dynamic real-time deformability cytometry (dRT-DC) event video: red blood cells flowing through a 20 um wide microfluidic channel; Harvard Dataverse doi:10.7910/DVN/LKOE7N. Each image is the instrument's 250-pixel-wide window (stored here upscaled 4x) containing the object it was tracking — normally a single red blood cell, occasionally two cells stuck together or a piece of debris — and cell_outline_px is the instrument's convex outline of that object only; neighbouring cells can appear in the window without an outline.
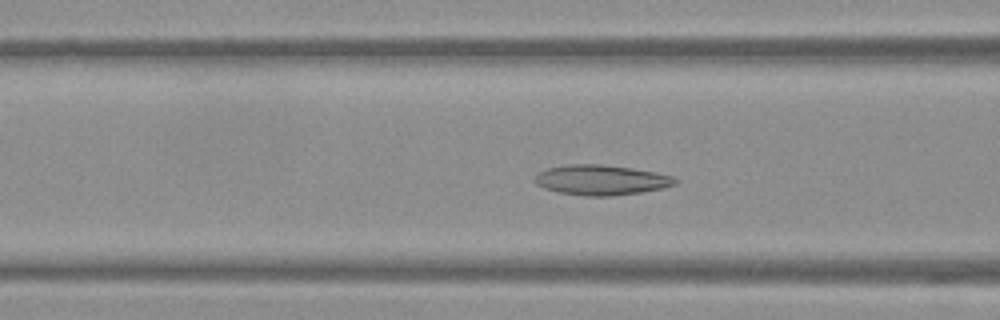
{"species": "Egyptian fruit bat (a non-hibernating species)", "species_latin": "Rousettus aegyptiacus", "temperature_condition": "warm", "stored_images_in_passage": 52, "camera_frame_rate_fps": 3000, "um_per_image_px": 0.085, "frame": {"image": 1, "passage_image": 20, "time_ms": 6.333, "image_size_px": [1000, 320], "cell_outline_px": [[680, 180], [676, 184], [664, 188], [640, 192], [612, 196], [584, 196], [556, 192], [544, 188], [536, 184], [532, 180], [540, 172], [548, 168], [568, 164], [600, 164], [632, 168], [656, 172], [672, 176]], "centroid_in_image_um": [51.11, 15.3], "position_along_channel_um": 115.5, "area_um2": 24.8}}
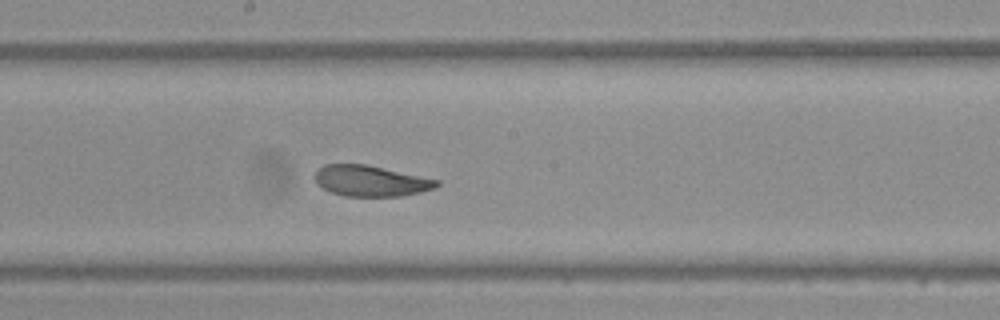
{"frame": {"image": 2, "passage_image": 28, "time_ms": 9.0, "image_size_px": [1000, 320], "cell_outline_px": [[440, 184], [436, 188], [420, 192], [400, 196], [344, 196], [332, 192], [316, 184], [316, 172], [324, 164], [368, 164], [440, 180]], "centroid_in_image_um": [31.55, 15.37], "position_along_channel_um": 216.6, "area_um2": 21.91}}
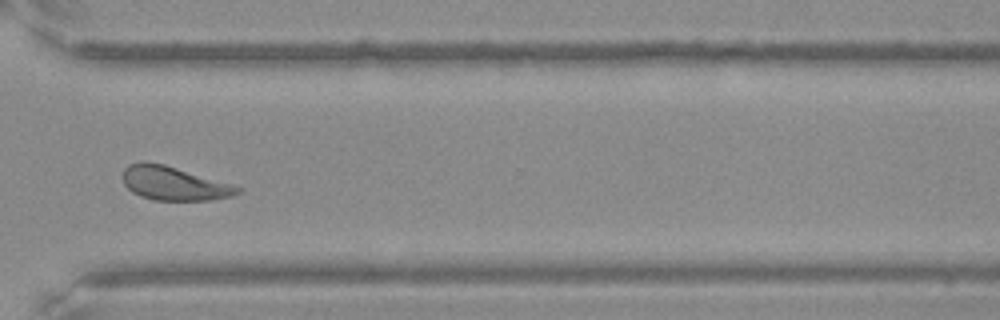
{"frame": {"image": 3, "passage_image": 39, "time_ms": 12.667, "image_size_px": [1000, 320], "cell_outline_px": [[244, 192], [232, 196], [212, 200], [156, 200], [140, 196], [132, 192], [124, 184], [124, 168], [128, 164], [144, 160], [164, 164], [232, 184], [244, 188]], "centroid_in_image_um": [14.82, 15.58], "position_along_channel_um": 355.8, "area_um2": 22.77}, "authors_computed_cell_mechanics": {"area_um2": 24.1315, "velocity_mm_per_s": 3.7943, "shape_relaxation_time_tau1_ms": null, "shape_relaxation_time_tau2_ms": 4.5041, "deformation_change_tau1": null, "deformation_change_tau2": 0.1181}}